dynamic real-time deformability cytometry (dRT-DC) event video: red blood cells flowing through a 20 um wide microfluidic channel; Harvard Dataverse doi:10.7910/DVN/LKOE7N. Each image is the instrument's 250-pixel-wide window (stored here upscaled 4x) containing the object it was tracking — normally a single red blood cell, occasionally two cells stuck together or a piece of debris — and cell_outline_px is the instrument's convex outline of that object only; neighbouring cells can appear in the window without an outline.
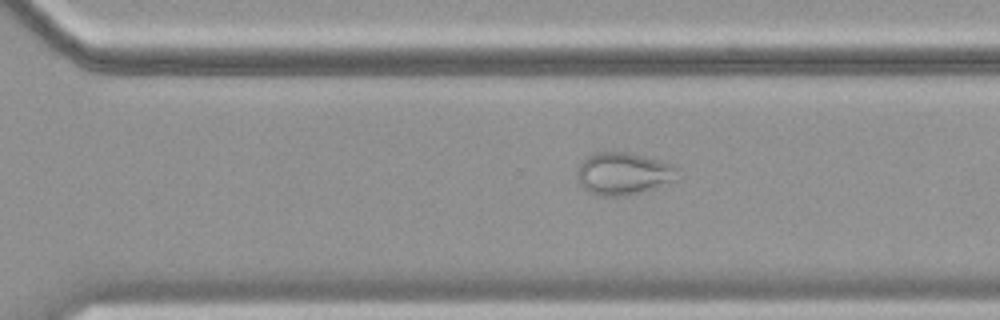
{"species": "common noctule bat (a hibernating species)", "species_latin": "Nyctalus noctula", "temperature_condition": "cold", "stored_images_in_passage": 53, "camera_frame_rate_fps": 3000, "um_per_image_px": 0.085, "animal": {"sex": "female", "body_mass_g": 19.9}, "frame": {"image": 1, "passage_image": 38, "time_ms": 12.333, "image_size_px": [1000, 320], "cell_outline_px": [[680, 180], [640, 192], [616, 196], [600, 196], [588, 192], [580, 184], [576, 176], [576, 168], [588, 156], [596, 152], [624, 152], [644, 156], [672, 164], [680, 168]], "centroid_in_image_um": [53.03, 14.76], "position_along_channel_um": 317.6, "area_um2": 25.03}}
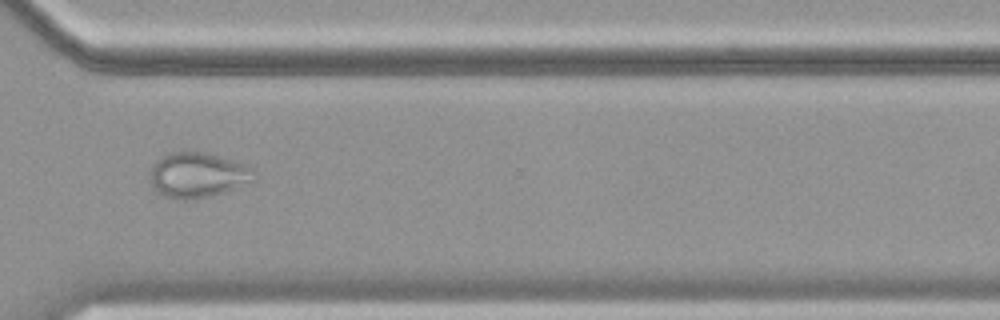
{"frame": {"image": 2, "passage_image": 41, "time_ms": 13.333, "image_size_px": [1000, 320], "cell_outline_px": [[252, 180], [224, 192], [212, 196], [188, 200], [184, 200], [164, 196], [152, 188], [148, 176], [148, 172], [152, 164], [160, 156], [168, 152], [180, 148], [204, 152], [244, 164], [252, 168]], "centroid_in_image_um": [16.66, 14.84], "position_along_channel_um": 353.9, "area_um2": 27.8}}
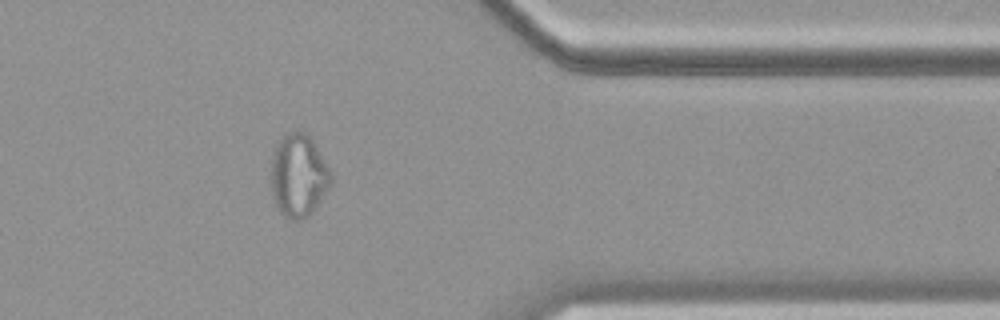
{"frame": {"image": 3, "passage_image": 45, "time_ms": 14.667, "image_size_px": [1000, 320], "cell_outline_px": [[332, 184], [308, 216], [300, 220], [288, 220], [280, 212], [272, 196], [272, 156], [276, 144], [288, 132], [296, 128], [304, 132], [312, 140], [328, 168], [332, 176]], "centroid_in_image_um": [25.36, 14.92], "position_along_channel_um": 386.0, "area_um2": 28.67}}